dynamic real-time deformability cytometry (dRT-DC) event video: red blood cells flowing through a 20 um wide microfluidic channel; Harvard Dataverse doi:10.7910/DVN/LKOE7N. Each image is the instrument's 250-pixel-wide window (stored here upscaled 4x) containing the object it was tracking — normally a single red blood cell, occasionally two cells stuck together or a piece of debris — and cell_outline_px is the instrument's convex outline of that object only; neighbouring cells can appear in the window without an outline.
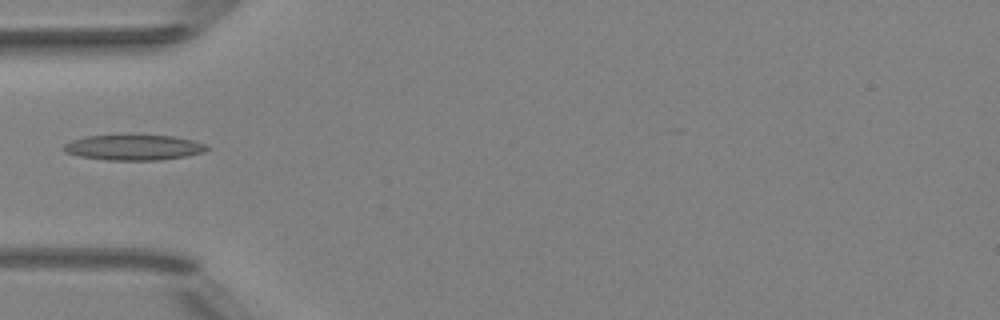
{"species": "Egyptian fruit bat (a non-hibernating species)", "species_latin": "Rousettus aegyptiacus", "temperature_condition": "room temperature", "stored_images_in_passage": 5, "camera_frame_rate_fps": 3000, "um_per_image_px": 0.085, "animal": {"sex": "female"}, "frame": {"image": 1, "passage_image": 4, "time_ms": 3.667, "image_size_px": [1000, 320], "cell_outline_px": [[212, 148], [204, 152], [184, 156], [160, 160], [104, 160], [80, 156], [64, 152], [60, 148], [64, 144], [72, 140], [84, 136], [172, 136], [192, 140], [208, 144]], "centroid_in_image_um": [11.36, 12.54], "position_along_channel_um": 73.6, "area_um2": 21.15}}
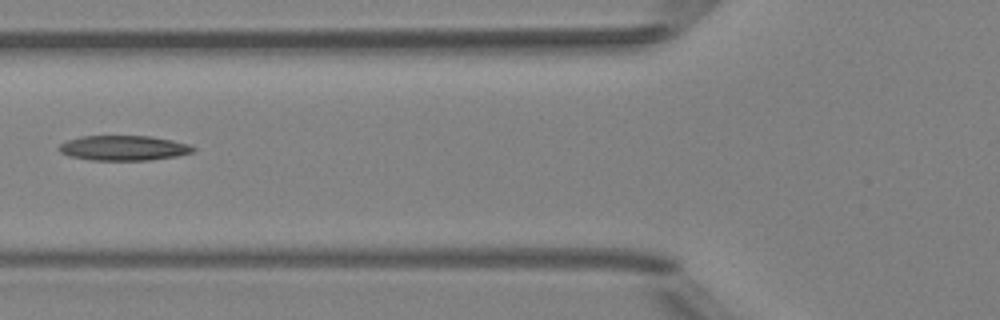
{"frame": {"image": 2, "passage_image": 5, "time_ms": 4.667, "image_size_px": [1000, 320], "cell_outline_px": [[196, 148], [192, 152], [176, 156], [148, 160], [88, 160], [68, 156], [60, 152], [56, 148], [60, 144], [68, 140], [80, 136], [152, 136], [172, 140], [188, 144]], "centroid_in_image_um": [10.46, 12.58], "position_along_channel_um": 115.3, "area_um2": 19.59}}